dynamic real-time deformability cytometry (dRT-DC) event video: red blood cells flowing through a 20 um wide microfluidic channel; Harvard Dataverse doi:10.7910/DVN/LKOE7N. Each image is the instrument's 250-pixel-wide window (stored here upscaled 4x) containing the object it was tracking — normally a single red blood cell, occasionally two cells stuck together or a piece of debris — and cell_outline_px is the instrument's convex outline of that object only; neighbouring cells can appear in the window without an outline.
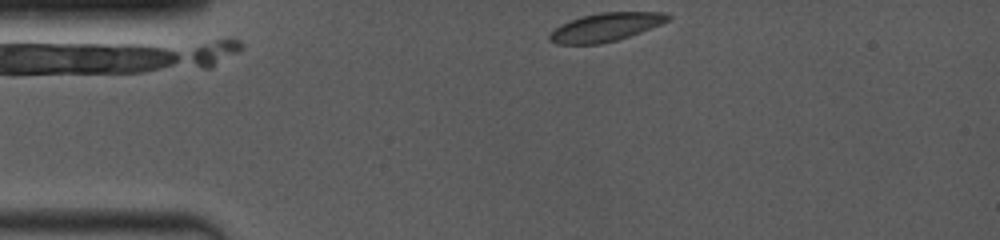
{"species": "common noctule bat (a hibernating species)", "species_latin": "Nyctalus noctula", "temperature_condition": "room temperature", "stored_images_in_passage": 3, "camera_frame_rate_fps": 4000, "um_per_image_px": 0.085, "animal": {"sex": "female", "body_mass_g": 19.0, "forearm_length_mm": 53.3}, "frame": {"image": 1, "passage_image": 1, "time_ms": 0.0, "image_size_px": [1000, 240], "cell_outline_px": [[672, 16], [668, 20], [660, 24], [640, 32], [616, 40], [596, 44], [556, 44], [548, 40], [548, 36], [560, 24], [580, 16], [600, 12], [668, 12]], "centroid_in_image_um": [51.46, 2.29], "position_along_channel_um": 33.5, "area_um2": 19.48}}